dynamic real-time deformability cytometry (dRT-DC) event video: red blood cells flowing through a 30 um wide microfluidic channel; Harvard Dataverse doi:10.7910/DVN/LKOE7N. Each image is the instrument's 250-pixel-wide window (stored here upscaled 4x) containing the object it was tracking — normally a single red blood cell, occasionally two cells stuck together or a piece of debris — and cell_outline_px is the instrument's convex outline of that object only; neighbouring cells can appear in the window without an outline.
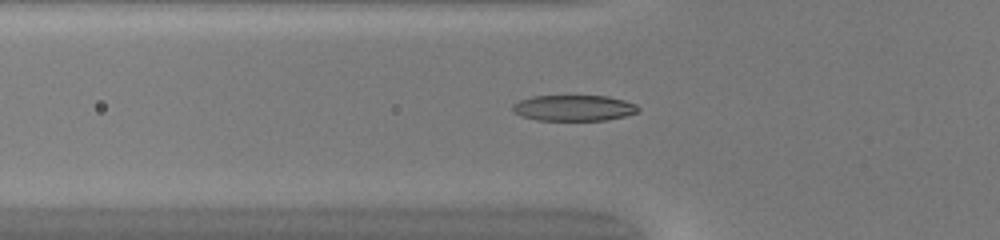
{"species": "common noctule bat (a hibernating species)", "species_latin": "Nyctalus noctula", "temperature_condition": "warm", "stored_images_in_passage": 51, "camera_frame_rate_fps": 3000, "um_per_image_px": 0.085, "animal": {"sex": "female", "body_mass_g": 20.0, "forearm_length_mm": 54.0}, "frame": {"image": 1, "passage_image": 19, "time_ms": 6.0, "image_size_px": [1000, 240], "cell_outline_px": [[640, 112], [608, 120], [536, 120], [520, 116], [512, 108], [512, 104], [520, 100], [532, 96], [608, 96], [624, 100], [636, 104], [640, 108]], "centroid_in_image_um": [48.8, 9.18], "position_along_channel_um": 77.0, "area_um2": 19.02}}
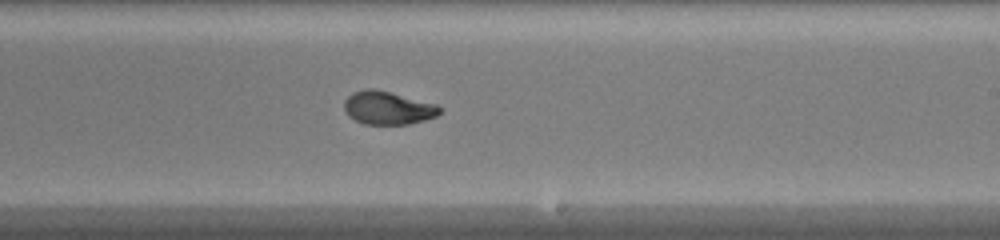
{"frame": {"image": 2, "passage_image": 32, "time_ms": 10.333, "image_size_px": [1000, 240], "cell_outline_px": [[440, 112], [436, 116], [424, 120], [408, 124], [364, 124], [348, 116], [344, 108], [344, 100], [352, 92], [364, 88], [372, 88], [436, 104], [440, 108]], "centroid_in_image_um": [32.92, 9.17], "position_along_channel_um": 256.1, "area_um2": 18.26}}
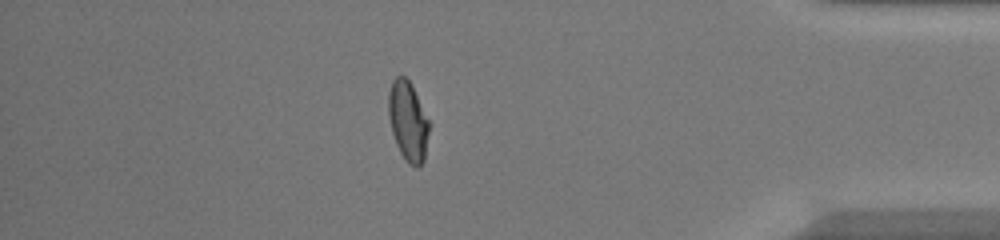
{"frame": {"image": 3, "passage_image": 45, "time_ms": 14.667, "image_size_px": [1000, 240], "cell_outline_px": [[428, 132], [424, 160], [416, 168], [408, 164], [404, 160], [396, 144], [392, 132], [388, 116], [388, 92], [392, 80], [396, 76], [404, 76], [408, 80], [428, 120]], "centroid_in_image_um": [34.64, 10.32], "position_along_channel_um": 400.6, "area_um2": 18.5}}